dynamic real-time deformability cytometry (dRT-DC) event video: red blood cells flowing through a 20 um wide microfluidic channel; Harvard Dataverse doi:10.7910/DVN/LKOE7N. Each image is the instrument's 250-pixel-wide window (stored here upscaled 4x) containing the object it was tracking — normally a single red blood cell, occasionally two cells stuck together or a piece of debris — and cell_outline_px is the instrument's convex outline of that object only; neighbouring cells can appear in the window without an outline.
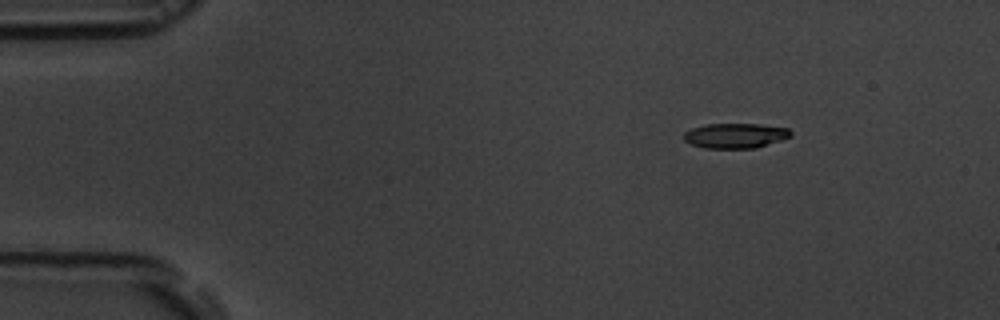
{"species": "common noctule bat (a hibernating species)", "species_latin": "Nyctalus noctula", "temperature_condition": "room temperature", "stored_images_in_passage": 6, "camera_frame_rate_fps": 3000, "um_per_image_px": 0.085, "animal": {"sex": "male", "body_mass_g": 19.5, "forearm_length_mm": 54.6}, "frame": {"image": 1, "passage_image": 3, "time_ms": 2.333, "image_size_px": [1000, 320], "cell_outline_px": [[792, 136], [784, 140], [756, 148], [704, 148], [692, 144], [684, 140], [684, 132], [692, 128], [704, 124], [760, 124], [788, 128], [792, 132]], "centroid_in_image_um": [62.54, 11.53], "position_along_channel_um": 22.5, "area_um2": 15.72}}